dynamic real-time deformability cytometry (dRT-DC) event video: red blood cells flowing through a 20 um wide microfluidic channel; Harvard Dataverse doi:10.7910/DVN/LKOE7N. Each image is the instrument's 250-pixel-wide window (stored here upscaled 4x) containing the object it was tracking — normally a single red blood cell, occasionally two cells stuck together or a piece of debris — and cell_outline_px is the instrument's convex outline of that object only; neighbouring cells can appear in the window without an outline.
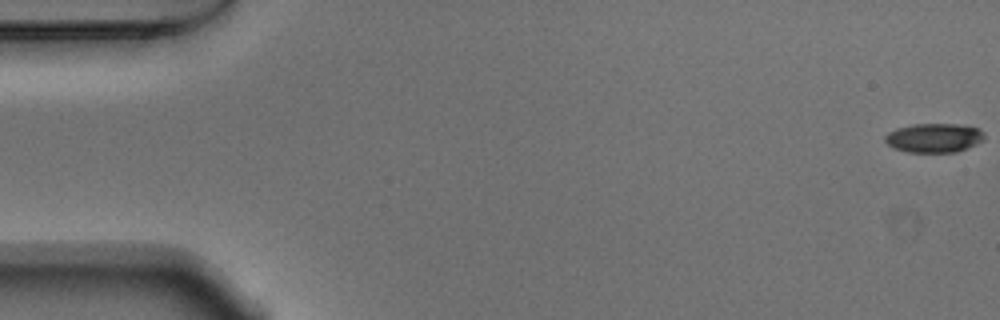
{"species": "Egyptian fruit bat (a non-hibernating species)", "species_latin": "Rousettus aegyptiacus", "temperature_condition": "warm", "stored_images_in_passage": 54, "camera_frame_rate_fps": 3000, "um_per_image_px": 0.085, "animal": {"sex": "male"}, "frame": {"image": 1, "passage_image": 1, "time_ms": 0.0, "image_size_px": [1000, 320], "cell_outline_px": [[984, 140], [976, 144], [956, 152], [908, 152], [892, 148], [884, 140], [884, 136], [888, 132], [896, 128], [912, 124], [960, 124], [980, 128], [984, 132]], "centroid_in_image_um": [79.39, 11.71], "position_along_channel_um": 5.6, "area_um2": 17.05}}
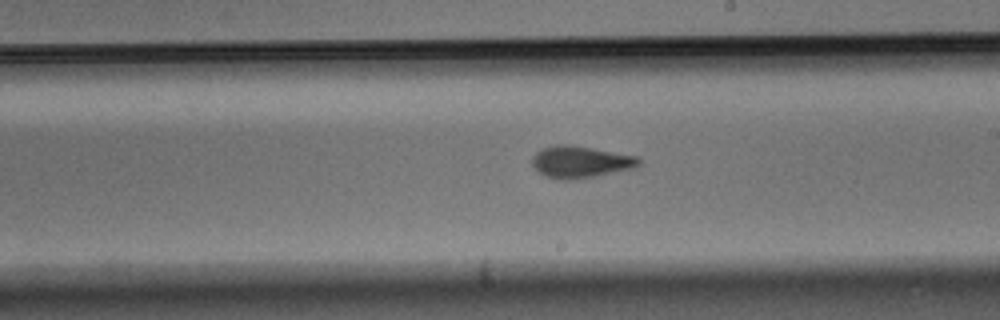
{"frame": {"image": 2, "passage_image": 31, "time_ms": 10.0, "image_size_px": [1000, 320], "cell_outline_px": [[640, 164], [636, 168], [596, 176], [572, 180], [560, 180], [544, 176], [532, 164], [532, 156], [540, 148], [552, 144], [572, 144], [636, 156], [640, 160]], "centroid_in_image_um": [49.31, 13.75], "position_along_channel_um": 239.7, "area_um2": 20.11}}
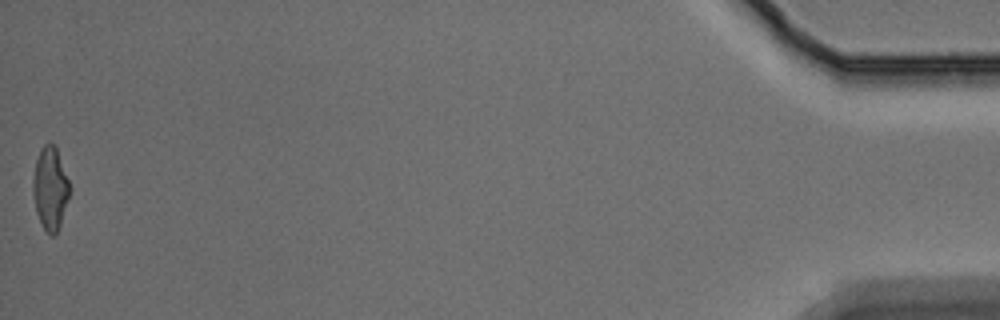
{"frame": {"image": 3, "passage_image": 54, "time_ms": 17.667, "image_size_px": [1000, 320], "cell_outline_px": [[72, 188], [60, 224], [56, 232], [52, 236], [44, 228], [36, 212], [32, 192], [32, 180], [36, 160], [40, 148], [44, 144], [52, 144], [56, 148]], "centroid_in_image_um": [4.27, 15.99], "position_along_channel_um": 430.9, "area_um2": 17.63}, "authors_computed_cell_mechanics": {"area_um2": 18.2648, "velocity_mm_per_s": 3.7846, "shape_relaxation_time_tau1_ms": 3.5861, "shape_relaxation_time_tau2_ms": 2.0451, "deformation_change_tau1": 0.1556, "deformation_change_tau2": 0.0984}}